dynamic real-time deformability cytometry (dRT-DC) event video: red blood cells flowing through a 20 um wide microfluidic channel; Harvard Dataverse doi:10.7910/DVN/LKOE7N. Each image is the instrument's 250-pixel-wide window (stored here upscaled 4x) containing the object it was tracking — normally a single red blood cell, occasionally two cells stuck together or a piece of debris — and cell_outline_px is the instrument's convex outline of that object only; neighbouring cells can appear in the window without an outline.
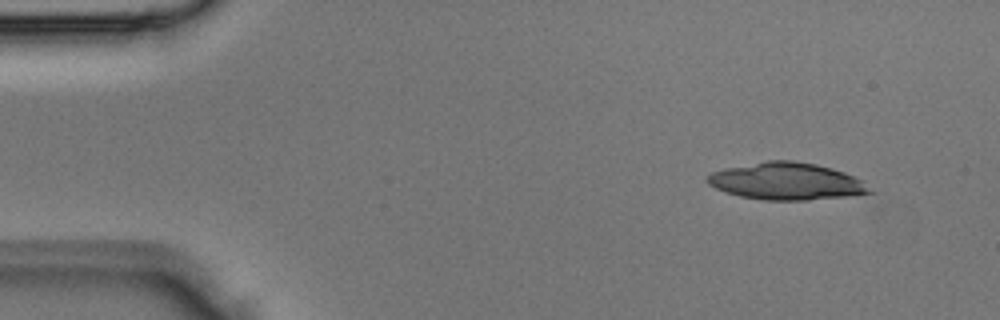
{"species": "Egyptian fruit bat (a non-hibernating species)", "species_latin": "Rousettus aegyptiacus", "temperature_condition": "room temperature", "stored_images_in_passage": 3, "camera_frame_rate_fps": 3000, "um_per_image_px": 0.085, "animal": {"sex": "male"}, "frame": {"image": 1, "passage_image": 1, "time_ms": 0.0, "image_size_px": [1000, 320], "cell_outline_px": [[876, 192], [856, 196], [808, 200], [764, 200], [740, 196], [724, 192], [708, 184], [704, 180], [712, 172], [724, 168], [768, 160], [792, 160], [816, 164], [832, 168], [844, 172], [860, 180]], "centroid_in_image_um": [66.86, 15.42], "position_along_channel_um": 18.1, "area_um2": 35.37}}